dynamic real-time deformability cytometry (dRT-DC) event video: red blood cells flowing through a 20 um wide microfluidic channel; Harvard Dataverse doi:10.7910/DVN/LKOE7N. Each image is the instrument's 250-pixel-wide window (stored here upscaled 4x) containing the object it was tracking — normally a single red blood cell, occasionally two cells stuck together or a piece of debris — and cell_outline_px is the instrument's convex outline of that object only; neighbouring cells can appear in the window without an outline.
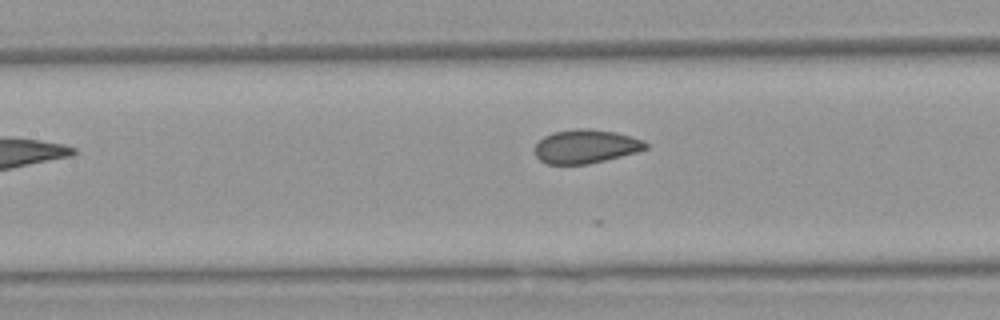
{"species": "Egyptian fruit bat (a non-hibernating species)", "species_latin": "Rousettus aegyptiacus", "temperature_condition": "warm", "stored_images_in_passage": 7, "camera_frame_rate_fps": 3000, "um_per_image_px": 0.085, "animal": {"sex": "female"}, "frame": {"image": 1, "passage_image": 6, "time_ms": 6.667, "image_size_px": [1000, 320], "cell_outline_px": [[648, 148], [636, 152], [588, 164], [548, 164], [540, 160], [536, 156], [536, 144], [544, 136], [552, 132], [576, 128], [588, 128], [616, 132], [632, 136], [644, 140], [648, 144]], "centroid_in_image_um": [49.8, 12.43], "position_along_channel_um": 157.6, "area_um2": 21.79}}
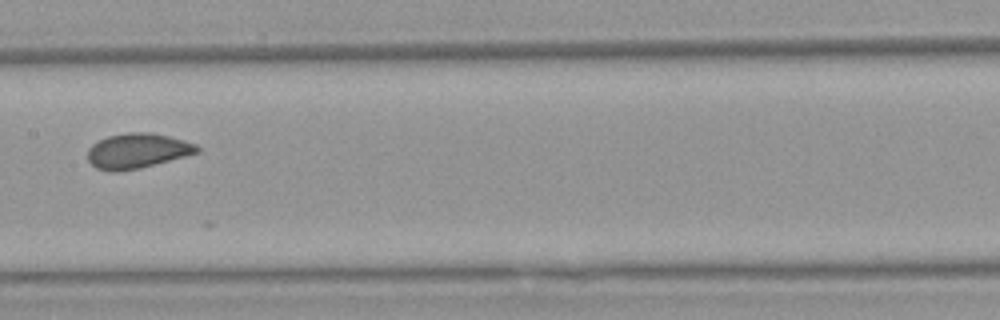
{"frame": {"image": 2, "passage_image": 7, "time_ms": 7.667, "image_size_px": [1000, 320], "cell_outline_px": [[200, 152], [140, 168], [116, 172], [112, 172], [96, 168], [88, 160], [88, 148], [92, 144], [108, 136], [128, 132], [152, 132], [184, 140], [196, 144], [200, 148]], "centroid_in_image_um": [11.67, 12.82], "position_along_channel_um": 195.7, "area_um2": 22.31}}